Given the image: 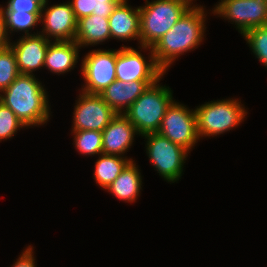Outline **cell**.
<instances>
[{"label":"cell","instance_id":"obj_1","mask_svg":"<svg viewBox=\"0 0 267 267\" xmlns=\"http://www.w3.org/2000/svg\"><path fill=\"white\" fill-rule=\"evenodd\" d=\"M200 5L191 6L176 24L152 47L156 64L164 71L176 57L196 48L204 38L206 13Z\"/></svg>","mask_w":267,"mask_h":267},{"label":"cell","instance_id":"obj_2","mask_svg":"<svg viewBox=\"0 0 267 267\" xmlns=\"http://www.w3.org/2000/svg\"><path fill=\"white\" fill-rule=\"evenodd\" d=\"M0 101L10 108L26 127L43 125L49 120L47 92L34 75L19 74L2 91Z\"/></svg>","mask_w":267,"mask_h":267},{"label":"cell","instance_id":"obj_3","mask_svg":"<svg viewBox=\"0 0 267 267\" xmlns=\"http://www.w3.org/2000/svg\"><path fill=\"white\" fill-rule=\"evenodd\" d=\"M193 0H146L140 8V45L153 47L183 14Z\"/></svg>","mask_w":267,"mask_h":267},{"label":"cell","instance_id":"obj_4","mask_svg":"<svg viewBox=\"0 0 267 267\" xmlns=\"http://www.w3.org/2000/svg\"><path fill=\"white\" fill-rule=\"evenodd\" d=\"M159 81L149 85L123 113L141 136L158 132L167 108L175 101L172 90Z\"/></svg>","mask_w":267,"mask_h":267},{"label":"cell","instance_id":"obj_5","mask_svg":"<svg viewBox=\"0 0 267 267\" xmlns=\"http://www.w3.org/2000/svg\"><path fill=\"white\" fill-rule=\"evenodd\" d=\"M199 138L223 134L238 126L247 111L237 99L207 102L195 109Z\"/></svg>","mask_w":267,"mask_h":267},{"label":"cell","instance_id":"obj_6","mask_svg":"<svg viewBox=\"0 0 267 267\" xmlns=\"http://www.w3.org/2000/svg\"><path fill=\"white\" fill-rule=\"evenodd\" d=\"M143 136L147 139L146 152L150 158L149 160L159 175L168 182L174 183L179 180L189 151L158 132Z\"/></svg>","mask_w":267,"mask_h":267},{"label":"cell","instance_id":"obj_7","mask_svg":"<svg viewBox=\"0 0 267 267\" xmlns=\"http://www.w3.org/2000/svg\"><path fill=\"white\" fill-rule=\"evenodd\" d=\"M158 133L190 151L199 140L195 110L173 101L162 118Z\"/></svg>","mask_w":267,"mask_h":267},{"label":"cell","instance_id":"obj_8","mask_svg":"<svg viewBox=\"0 0 267 267\" xmlns=\"http://www.w3.org/2000/svg\"><path fill=\"white\" fill-rule=\"evenodd\" d=\"M118 50H93L82 60L83 92L100 94L116 81V56Z\"/></svg>","mask_w":267,"mask_h":267},{"label":"cell","instance_id":"obj_9","mask_svg":"<svg viewBox=\"0 0 267 267\" xmlns=\"http://www.w3.org/2000/svg\"><path fill=\"white\" fill-rule=\"evenodd\" d=\"M213 14L235 22L243 35L251 28L267 25V0H221Z\"/></svg>","mask_w":267,"mask_h":267},{"label":"cell","instance_id":"obj_10","mask_svg":"<svg viewBox=\"0 0 267 267\" xmlns=\"http://www.w3.org/2000/svg\"><path fill=\"white\" fill-rule=\"evenodd\" d=\"M150 49V61L132 47L122 46L116 56V80L132 82L136 80H159L165 72L156 64L152 47Z\"/></svg>","mask_w":267,"mask_h":267},{"label":"cell","instance_id":"obj_11","mask_svg":"<svg viewBox=\"0 0 267 267\" xmlns=\"http://www.w3.org/2000/svg\"><path fill=\"white\" fill-rule=\"evenodd\" d=\"M72 131L96 130L102 132L117 113L103 100L100 94L82 91L74 107Z\"/></svg>","mask_w":267,"mask_h":267},{"label":"cell","instance_id":"obj_12","mask_svg":"<svg viewBox=\"0 0 267 267\" xmlns=\"http://www.w3.org/2000/svg\"><path fill=\"white\" fill-rule=\"evenodd\" d=\"M47 4L46 1L40 16V22L44 24L41 35L46 39L53 37L55 41L74 40L78 21L75 18L71 3L57 4L49 8L46 7Z\"/></svg>","mask_w":267,"mask_h":267},{"label":"cell","instance_id":"obj_13","mask_svg":"<svg viewBox=\"0 0 267 267\" xmlns=\"http://www.w3.org/2000/svg\"><path fill=\"white\" fill-rule=\"evenodd\" d=\"M50 41L37 33L35 35H23L16 43H10L20 74L34 75V70L44 67Z\"/></svg>","mask_w":267,"mask_h":267},{"label":"cell","instance_id":"obj_14","mask_svg":"<svg viewBox=\"0 0 267 267\" xmlns=\"http://www.w3.org/2000/svg\"><path fill=\"white\" fill-rule=\"evenodd\" d=\"M135 134H138L135 126L123 113H118L102 131V153L123 156Z\"/></svg>","mask_w":267,"mask_h":267},{"label":"cell","instance_id":"obj_15","mask_svg":"<svg viewBox=\"0 0 267 267\" xmlns=\"http://www.w3.org/2000/svg\"><path fill=\"white\" fill-rule=\"evenodd\" d=\"M157 80H136L112 82L100 95L103 100L118 114L124 113L130 105ZM123 110V111H122Z\"/></svg>","mask_w":267,"mask_h":267},{"label":"cell","instance_id":"obj_16","mask_svg":"<svg viewBox=\"0 0 267 267\" xmlns=\"http://www.w3.org/2000/svg\"><path fill=\"white\" fill-rule=\"evenodd\" d=\"M111 39L136 40L140 42V8L133 9L122 0L108 18Z\"/></svg>","mask_w":267,"mask_h":267},{"label":"cell","instance_id":"obj_17","mask_svg":"<svg viewBox=\"0 0 267 267\" xmlns=\"http://www.w3.org/2000/svg\"><path fill=\"white\" fill-rule=\"evenodd\" d=\"M80 46L74 41L50 42L46 52L44 66L52 73L62 74L73 69L79 59Z\"/></svg>","mask_w":267,"mask_h":267},{"label":"cell","instance_id":"obj_18","mask_svg":"<svg viewBox=\"0 0 267 267\" xmlns=\"http://www.w3.org/2000/svg\"><path fill=\"white\" fill-rule=\"evenodd\" d=\"M109 38L111 33L108 18L91 14L78 20L74 41L80 47L99 44Z\"/></svg>","mask_w":267,"mask_h":267},{"label":"cell","instance_id":"obj_19","mask_svg":"<svg viewBox=\"0 0 267 267\" xmlns=\"http://www.w3.org/2000/svg\"><path fill=\"white\" fill-rule=\"evenodd\" d=\"M134 161H131L106 189L120 200L132 203L139 196L142 178Z\"/></svg>","mask_w":267,"mask_h":267},{"label":"cell","instance_id":"obj_20","mask_svg":"<svg viewBox=\"0 0 267 267\" xmlns=\"http://www.w3.org/2000/svg\"><path fill=\"white\" fill-rule=\"evenodd\" d=\"M131 161V158L101 153L94 166L95 181L107 189Z\"/></svg>","mask_w":267,"mask_h":267},{"label":"cell","instance_id":"obj_21","mask_svg":"<svg viewBox=\"0 0 267 267\" xmlns=\"http://www.w3.org/2000/svg\"><path fill=\"white\" fill-rule=\"evenodd\" d=\"M122 0H72L71 6L77 21L94 14L109 18L114 8Z\"/></svg>","mask_w":267,"mask_h":267},{"label":"cell","instance_id":"obj_22","mask_svg":"<svg viewBox=\"0 0 267 267\" xmlns=\"http://www.w3.org/2000/svg\"><path fill=\"white\" fill-rule=\"evenodd\" d=\"M6 32L8 34L13 31H23L26 36L34 35L29 33V29L37 26L40 22L41 13H27V12H15V11H4Z\"/></svg>","mask_w":267,"mask_h":267},{"label":"cell","instance_id":"obj_23","mask_svg":"<svg viewBox=\"0 0 267 267\" xmlns=\"http://www.w3.org/2000/svg\"><path fill=\"white\" fill-rule=\"evenodd\" d=\"M74 135V144L81 154L100 155L103 150L102 132L96 130L72 131Z\"/></svg>","mask_w":267,"mask_h":267},{"label":"cell","instance_id":"obj_24","mask_svg":"<svg viewBox=\"0 0 267 267\" xmlns=\"http://www.w3.org/2000/svg\"><path fill=\"white\" fill-rule=\"evenodd\" d=\"M19 74L14 52L9 45L0 50V92L5 90Z\"/></svg>","mask_w":267,"mask_h":267},{"label":"cell","instance_id":"obj_25","mask_svg":"<svg viewBox=\"0 0 267 267\" xmlns=\"http://www.w3.org/2000/svg\"><path fill=\"white\" fill-rule=\"evenodd\" d=\"M243 37L255 57L267 68V25L247 30Z\"/></svg>","mask_w":267,"mask_h":267},{"label":"cell","instance_id":"obj_26","mask_svg":"<svg viewBox=\"0 0 267 267\" xmlns=\"http://www.w3.org/2000/svg\"><path fill=\"white\" fill-rule=\"evenodd\" d=\"M26 127L15 113L0 101V142L12 138L18 129Z\"/></svg>","mask_w":267,"mask_h":267},{"label":"cell","instance_id":"obj_27","mask_svg":"<svg viewBox=\"0 0 267 267\" xmlns=\"http://www.w3.org/2000/svg\"><path fill=\"white\" fill-rule=\"evenodd\" d=\"M48 0H9L4 11L41 13Z\"/></svg>","mask_w":267,"mask_h":267},{"label":"cell","instance_id":"obj_28","mask_svg":"<svg viewBox=\"0 0 267 267\" xmlns=\"http://www.w3.org/2000/svg\"><path fill=\"white\" fill-rule=\"evenodd\" d=\"M33 248L28 246L12 267H36Z\"/></svg>","mask_w":267,"mask_h":267},{"label":"cell","instance_id":"obj_29","mask_svg":"<svg viewBox=\"0 0 267 267\" xmlns=\"http://www.w3.org/2000/svg\"><path fill=\"white\" fill-rule=\"evenodd\" d=\"M4 10L0 7V50L10 45V39L7 36Z\"/></svg>","mask_w":267,"mask_h":267}]
</instances>
